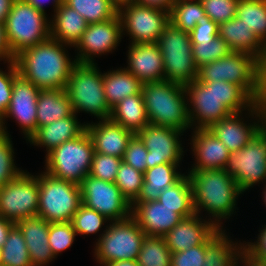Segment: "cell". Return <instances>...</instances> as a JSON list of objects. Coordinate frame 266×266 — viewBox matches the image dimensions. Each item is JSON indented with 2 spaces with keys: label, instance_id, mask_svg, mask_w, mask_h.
Segmentation results:
<instances>
[{
  "label": "cell",
  "instance_id": "59",
  "mask_svg": "<svg viewBox=\"0 0 266 266\" xmlns=\"http://www.w3.org/2000/svg\"><path fill=\"white\" fill-rule=\"evenodd\" d=\"M106 266H139L136 260L114 261Z\"/></svg>",
  "mask_w": 266,
  "mask_h": 266
},
{
  "label": "cell",
  "instance_id": "49",
  "mask_svg": "<svg viewBox=\"0 0 266 266\" xmlns=\"http://www.w3.org/2000/svg\"><path fill=\"white\" fill-rule=\"evenodd\" d=\"M7 72L0 68V113H6L12 97V83L18 74L16 64L13 61L7 63Z\"/></svg>",
  "mask_w": 266,
  "mask_h": 266
},
{
  "label": "cell",
  "instance_id": "60",
  "mask_svg": "<svg viewBox=\"0 0 266 266\" xmlns=\"http://www.w3.org/2000/svg\"><path fill=\"white\" fill-rule=\"evenodd\" d=\"M6 124L4 123V115L0 113V135L8 134Z\"/></svg>",
  "mask_w": 266,
  "mask_h": 266
},
{
  "label": "cell",
  "instance_id": "52",
  "mask_svg": "<svg viewBox=\"0 0 266 266\" xmlns=\"http://www.w3.org/2000/svg\"><path fill=\"white\" fill-rule=\"evenodd\" d=\"M254 104L263 113L266 112V55L259 59L258 90Z\"/></svg>",
  "mask_w": 266,
  "mask_h": 266
},
{
  "label": "cell",
  "instance_id": "37",
  "mask_svg": "<svg viewBox=\"0 0 266 266\" xmlns=\"http://www.w3.org/2000/svg\"><path fill=\"white\" fill-rule=\"evenodd\" d=\"M2 266H32L24 236L15 224L1 247Z\"/></svg>",
  "mask_w": 266,
  "mask_h": 266
},
{
  "label": "cell",
  "instance_id": "40",
  "mask_svg": "<svg viewBox=\"0 0 266 266\" xmlns=\"http://www.w3.org/2000/svg\"><path fill=\"white\" fill-rule=\"evenodd\" d=\"M194 62L198 68L216 61L232 52L228 44L219 36L212 41H191Z\"/></svg>",
  "mask_w": 266,
  "mask_h": 266
},
{
  "label": "cell",
  "instance_id": "1",
  "mask_svg": "<svg viewBox=\"0 0 266 266\" xmlns=\"http://www.w3.org/2000/svg\"><path fill=\"white\" fill-rule=\"evenodd\" d=\"M185 90L191 130L208 129L215 122L234 113L246 112L254 105V100L231 82L196 79L186 85Z\"/></svg>",
  "mask_w": 266,
  "mask_h": 266
},
{
  "label": "cell",
  "instance_id": "29",
  "mask_svg": "<svg viewBox=\"0 0 266 266\" xmlns=\"http://www.w3.org/2000/svg\"><path fill=\"white\" fill-rule=\"evenodd\" d=\"M179 167L178 164L164 163L146 169L141 191L132 204L158 200L165 188L174 185L185 175L178 171Z\"/></svg>",
  "mask_w": 266,
  "mask_h": 266
},
{
  "label": "cell",
  "instance_id": "19",
  "mask_svg": "<svg viewBox=\"0 0 266 266\" xmlns=\"http://www.w3.org/2000/svg\"><path fill=\"white\" fill-rule=\"evenodd\" d=\"M39 91L38 87L19 73L14 77L12 97L4 114V123L7 124L6 118L15 119L26 141L37 130L36 111Z\"/></svg>",
  "mask_w": 266,
  "mask_h": 266
},
{
  "label": "cell",
  "instance_id": "12",
  "mask_svg": "<svg viewBox=\"0 0 266 266\" xmlns=\"http://www.w3.org/2000/svg\"><path fill=\"white\" fill-rule=\"evenodd\" d=\"M244 193L266 183V128L263 127L242 149L231 152L224 168Z\"/></svg>",
  "mask_w": 266,
  "mask_h": 266
},
{
  "label": "cell",
  "instance_id": "24",
  "mask_svg": "<svg viewBox=\"0 0 266 266\" xmlns=\"http://www.w3.org/2000/svg\"><path fill=\"white\" fill-rule=\"evenodd\" d=\"M86 131L92 139L95 152L120 158H123L129 140L134 135L110 119L86 123Z\"/></svg>",
  "mask_w": 266,
  "mask_h": 266
},
{
  "label": "cell",
  "instance_id": "2",
  "mask_svg": "<svg viewBox=\"0 0 266 266\" xmlns=\"http://www.w3.org/2000/svg\"><path fill=\"white\" fill-rule=\"evenodd\" d=\"M67 47L72 46L49 38L22 50L14 57L18 73L40 90L65 89L77 64L76 58H70Z\"/></svg>",
  "mask_w": 266,
  "mask_h": 266
},
{
  "label": "cell",
  "instance_id": "42",
  "mask_svg": "<svg viewBox=\"0 0 266 266\" xmlns=\"http://www.w3.org/2000/svg\"><path fill=\"white\" fill-rule=\"evenodd\" d=\"M106 222L111 221L102 214L83 204L79 206V209L74 213L71 220V224L76 231L77 236L96 234L102 230L101 228Z\"/></svg>",
  "mask_w": 266,
  "mask_h": 266
},
{
  "label": "cell",
  "instance_id": "6",
  "mask_svg": "<svg viewBox=\"0 0 266 266\" xmlns=\"http://www.w3.org/2000/svg\"><path fill=\"white\" fill-rule=\"evenodd\" d=\"M48 15L34 8L25 0H14L6 17L5 31L11 53L47 41L50 38Z\"/></svg>",
  "mask_w": 266,
  "mask_h": 266
},
{
  "label": "cell",
  "instance_id": "13",
  "mask_svg": "<svg viewBox=\"0 0 266 266\" xmlns=\"http://www.w3.org/2000/svg\"><path fill=\"white\" fill-rule=\"evenodd\" d=\"M118 15L122 34L129 35L130 44L156 43L169 21V12L120 0ZM126 32V33H125Z\"/></svg>",
  "mask_w": 266,
  "mask_h": 266
},
{
  "label": "cell",
  "instance_id": "55",
  "mask_svg": "<svg viewBox=\"0 0 266 266\" xmlns=\"http://www.w3.org/2000/svg\"><path fill=\"white\" fill-rule=\"evenodd\" d=\"M14 225L15 223L0 215V248L5 244L8 233Z\"/></svg>",
  "mask_w": 266,
  "mask_h": 266
},
{
  "label": "cell",
  "instance_id": "48",
  "mask_svg": "<svg viewBox=\"0 0 266 266\" xmlns=\"http://www.w3.org/2000/svg\"><path fill=\"white\" fill-rule=\"evenodd\" d=\"M147 153L148 150L144 146L141 138L137 134H134L129 140L122 161L144 173L147 169Z\"/></svg>",
  "mask_w": 266,
  "mask_h": 266
},
{
  "label": "cell",
  "instance_id": "54",
  "mask_svg": "<svg viewBox=\"0 0 266 266\" xmlns=\"http://www.w3.org/2000/svg\"><path fill=\"white\" fill-rule=\"evenodd\" d=\"M131 2L169 12L176 0H129Z\"/></svg>",
  "mask_w": 266,
  "mask_h": 266
},
{
  "label": "cell",
  "instance_id": "11",
  "mask_svg": "<svg viewBox=\"0 0 266 266\" xmlns=\"http://www.w3.org/2000/svg\"><path fill=\"white\" fill-rule=\"evenodd\" d=\"M82 204L79 184L39 173L38 215L49 223L71 222Z\"/></svg>",
  "mask_w": 266,
  "mask_h": 266
},
{
  "label": "cell",
  "instance_id": "32",
  "mask_svg": "<svg viewBox=\"0 0 266 266\" xmlns=\"http://www.w3.org/2000/svg\"><path fill=\"white\" fill-rule=\"evenodd\" d=\"M142 84L125 67L103 73L105 98L110 108L128 96L139 94Z\"/></svg>",
  "mask_w": 266,
  "mask_h": 266
},
{
  "label": "cell",
  "instance_id": "3",
  "mask_svg": "<svg viewBox=\"0 0 266 266\" xmlns=\"http://www.w3.org/2000/svg\"><path fill=\"white\" fill-rule=\"evenodd\" d=\"M192 186L195 213L207 211L206 219L224 230L222 220L229 219L243 193L235 179L225 169L196 170L187 173ZM212 216V217H211Z\"/></svg>",
  "mask_w": 266,
  "mask_h": 266
},
{
  "label": "cell",
  "instance_id": "22",
  "mask_svg": "<svg viewBox=\"0 0 266 266\" xmlns=\"http://www.w3.org/2000/svg\"><path fill=\"white\" fill-rule=\"evenodd\" d=\"M127 69L142 83L164 80L163 57L157 43L129 44Z\"/></svg>",
  "mask_w": 266,
  "mask_h": 266
},
{
  "label": "cell",
  "instance_id": "62",
  "mask_svg": "<svg viewBox=\"0 0 266 266\" xmlns=\"http://www.w3.org/2000/svg\"><path fill=\"white\" fill-rule=\"evenodd\" d=\"M264 127L266 128V112L264 113Z\"/></svg>",
  "mask_w": 266,
  "mask_h": 266
},
{
  "label": "cell",
  "instance_id": "21",
  "mask_svg": "<svg viewBox=\"0 0 266 266\" xmlns=\"http://www.w3.org/2000/svg\"><path fill=\"white\" fill-rule=\"evenodd\" d=\"M202 217L195 213L191 217L183 218L163 236L171 253L203 244L218 230L212 222Z\"/></svg>",
  "mask_w": 266,
  "mask_h": 266
},
{
  "label": "cell",
  "instance_id": "18",
  "mask_svg": "<svg viewBox=\"0 0 266 266\" xmlns=\"http://www.w3.org/2000/svg\"><path fill=\"white\" fill-rule=\"evenodd\" d=\"M242 114V112L234 113L208 128L228 148L230 153L242 149L264 127V113L255 104L248 109L247 113H244L245 117L247 114L249 115L252 123H247L249 117H246L247 121H245Z\"/></svg>",
  "mask_w": 266,
  "mask_h": 266
},
{
  "label": "cell",
  "instance_id": "39",
  "mask_svg": "<svg viewBox=\"0 0 266 266\" xmlns=\"http://www.w3.org/2000/svg\"><path fill=\"white\" fill-rule=\"evenodd\" d=\"M171 254L163 237L145 236L136 261L139 266H171Z\"/></svg>",
  "mask_w": 266,
  "mask_h": 266
},
{
  "label": "cell",
  "instance_id": "9",
  "mask_svg": "<svg viewBox=\"0 0 266 266\" xmlns=\"http://www.w3.org/2000/svg\"><path fill=\"white\" fill-rule=\"evenodd\" d=\"M94 152L92 139L85 130L45 156L44 172L57 179L80 184L90 173Z\"/></svg>",
  "mask_w": 266,
  "mask_h": 266
},
{
  "label": "cell",
  "instance_id": "30",
  "mask_svg": "<svg viewBox=\"0 0 266 266\" xmlns=\"http://www.w3.org/2000/svg\"><path fill=\"white\" fill-rule=\"evenodd\" d=\"M66 89H46L39 91L37 100V128L48 125L73 114Z\"/></svg>",
  "mask_w": 266,
  "mask_h": 266
},
{
  "label": "cell",
  "instance_id": "61",
  "mask_svg": "<svg viewBox=\"0 0 266 266\" xmlns=\"http://www.w3.org/2000/svg\"><path fill=\"white\" fill-rule=\"evenodd\" d=\"M263 202H264V204H265V206H266V184H265V186H264V190H263Z\"/></svg>",
  "mask_w": 266,
  "mask_h": 266
},
{
  "label": "cell",
  "instance_id": "46",
  "mask_svg": "<svg viewBox=\"0 0 266 266\" xmlns=\"http://www.w3.org/2000/svg\"><path fill=\"white\" fill-rule=\"evenodd\" d=\"M206 15L215 23L220 24L236 16L239 0H200Z\"/></svg>",
  "mask_w": 266,
  "mask_h": 266
},
{
  "label": "cell",
  "instance_id": "53",
  "mask_svg": "<svg viewBox=\"0 0 266 266\" xmlns=\"http://www.w3.org/2000/svg\"><path fill=\"white\" fill-rule=\"evenodd\" d=\"M14 57L15 56L9 49V44L6 38L5 22H0V61L3 60V63H8L13 61Z\"/></svg>",
  "mask_w": 266,
  "mask_h": 266
},
{
  "label": "cell",
  "instance_id": "20",
  "mask_svg": "<svg viewBox=\"0 0 266 266\" xmlns=\"http://www.w3.org/2000/svg\"><path fill=\"white\" fill-rule=\"evenodd\" d=\"M131 217L146 236L158 237L166 235L183 219L175 209L164 206L158 200L131 204Z\"/></svg>",
  "mask_w": 266,
  "mask_h": 266
},
{
  "label": "cell",
  "instance_id": "8",
  "mask_svg": "<svg viewBox=\"0 0 266 266\" xmlns=\"http://www.w3.org/2000/svg\"><path fill=\"white\" fill-rule=\"evenodd\" d=\"M104 227L94 244L95 261L106 266L114 261L136 260L146 236L138 223L130 216Z\"/></svg>",
  "mask_w": 266,
  "mask_h": 266
},
{
  "label": "cell",
  "instance_id": "26",
  "mask_svg": "<svg viewBox=\"0 0 266 266\" xmlns=\"http://www.w3.org/2000/svg\"><path fill=\"white\" fill-rule=\"evenodd\" d=\"M49 224L39 216L16 223L24 236L32 266H47L55 260L48 242Z\"/></svg>",
  "mask_w": 266,
  "mask_h": 266
},
{
  "label": "cell",
  "instance_id": "33",
  "mask_svg": "<svg viewBox=\"0 0 266 266\" xmlns=\"http://www.w3.org/2000/svg\"><path fill=\"white\" fill-rule=\"evenodd\" d=\"M221 230L207 245L202 266H239L242 243L234 242Z\"/></svg>",
  "mask_w": 266,
  "mask_h": 266
},
{
  "label": "cell",
  "instance_id": "41",
  "mask_svg": "<svg viewBox=\"0 0 266 266\" xmlns=\"http://www.w3.org/2000/svg\"><path fill=\"white\" fill-rule=\"evenodd\" d=\"M143 181V172L122 161L114 183L120 189L122 196L132 204L139 196Z\"/></svg>",
  "mask_w": 266,
  "mask_h": 266
},
{
  "label": "cell",
  "instance_id": "57",
  "mask_svg": "<svg viewBox=\"0 0 266 266\" xmlns=\"http://www.w3.org/2000/svg\"><path fill=\"white\" fill-rule=\"evenodd\" d=\"M26 2H28L29 4H31L34 8H36L37 10H40L44 13H46L45 8H44V2L45 1H49V0H25ZM64 2V0H52V5H53V10L54 12L56 11V9Z\"/></svg>",
  "mask_w": 266,
  "mask_h": 266
},
{
  "label": "cell",
  "instance_id": "5",
  "mask_svg": "<svg viewBox=\"0 0 266 266\" xmlns=\"http://www.w3.org/2000/svg\"><path fill=\"white\" fill-rule=\"evenodd\" d=\"M65 89L74 113L83 111L98 120L110 118L111 108L105 98L103 73L97 63H77Z\"/></svg>",
  "mask_w": 266,
  "mask_h": 266
},
{
  "label": "cell",
  "instance_id": "4",
  "mask_svg": "<svg viewBox=\"0 0 266 266\" xmlns=\"http://www.w3.org/2000/svg\"><path fill=\"white\" fill-rule=\"evenodd\" d=\"M150 124L186 132L191 129L185 86L166 80L142 84Z\"/></svg>",
  "mask_w": 266,
  "mask_h": 266
},
{
  "label": "cell",
  "instance_id": "16",
  "mask_svg": "<svg viewBox=\"0 0 266 266\" xmlns=\"http://www.w3.org/2000/svg\"><path fill=\"white\" fill-rule=\"evenodd\" d=\"M122 34V24L120 16L117 14L114 18L88 24L87 29L74 46L77 55V63H95L94 57L112 53L119 46ZM97 55V56H96Z\"/></svg>",
  "mask_w": 266,
  "mask_h": 266
},
{
  "label": "cell",
  "instance_id": "34",
  "mask_svg": "<svg viewBox=\"0 0 266 266\" xmlns=\"http://www.w3.org/2000/svg\"><path fill=\"white\" fill-rule=\"evenodd\" d=\"M158 201L168 208L175 209V212L183 218L193 216L195 209L188 175H184L177 183L165 188L159 195Z\"/></svg>",
  "mask_w": 266,
  "mask_h": 266
},
{
  "label": "cell",
  "instance_id": "17",
  "mask_svg": "<svg viewBox=\"0 0 266 266\" xmlns=\"http://www.w3.org/2000/svg\"><path fill=\"white\" fill-rule=\"evenodd\" d=\"M183 133V131L150 123L137 133L148 150L147 169L164 163L181 164L185 152L180 140Z\"/></svg>",
  "mask_w": 266,
  "mask_h": 266
},
{
  "label": "cell",
  "instance_id": "44",
  "mask_svg": "<svg viewBox=\"0 0 266 266\" xmlns=\"http://www.w3.org/2000/svg\"><path fill=\"white\" fill-rule=\"evenodd\" d=\"M76 236L71 222L50 223L48 242L53 256L56 258L58 254L71 247Z\"/></svg>",
  "mask_w": 266,
  "mask_h": 266
},
{
  "label": "cell",
  "instance_id": "63",
  "mask_svg": "<svg viewBox=\"0 0 266 266\" xmlns=\"http://www.w3.org/2000/svg\"><path fill=\"white\" fill-rule=\"evenodd\" d=\"M0 266H2V262H1V248H0Z\"/></svg>",
  "mask_w": 266,
  "mask_h": 266
},
{
  "label": "cell",
  "instance_id": "31",
  "mask_svg": "<svg viewBox=\"0 0 266 266\" xmlns=\"http://www.w3.org/2000/svg\"><path fill=\"white\" fill-rule=\"evenodd\" d=\"M112 122L134 134L149 124L142 93L124 98L111 108Z\"/></svg>",
  "mask_w": 266,
  "mask_h": 266
},
{
  "label": "cell",
  "instance_id": "15",
  "mask_svg": "<svg viewBox=\"0 0 266 266\" xmlns=\"http://www.w3.org/2000/svg\"><path fill=\"white\" fill-rule=\"evenodd\" d=\"M82 204L97 211L111 222L131 216V204L122 196L114 182L87 175L79 184Z\"/></svg>",
  "mask_w": 266,
  "mask_h": 266
},
{
  "label": "cell",
  "instance_id": "47",
  "mask_svg": "<svg viewBox=\"0 0 266 266\" xmlns=\"http://www.w3.org/2000/svg\"><path fill=\"white\" fill-rule=\"evenodd\" d=\"M221 231L218 229L205 243L171 254V266H202L206 245Z\"/></svg>",
  "mask_w": 266,
  "mask_h": 266
},
{
  "label": "cell",
  "instance_id": "45",
  "mask_svg": "<svg viewBox=\"0 0 266 266\" xmlns=\"http://www.w3.org/2000/svg\"><path fill=\"white\" fill-rule=\"evenodd\" d=\"M122 158L94 152L89 175L107 182H115Z\"/></svg>",
  "mask_w": 266,
  "mask_h": 266
},
{
  "label": "cell",
  "instance_id": "50",
  "mask_svg": "<svg viewBox=\"0 0 266 266\" xmlns=\"http://www.w3.org/2000/svg\"><path fill=\"white\" fill-rule=\"evenodd\" d=\"M191 41H212L218 36V24L208 15L201 17L197 25L189 32Z\"/></svg>",
  "mask_w": 266,
  "mask_h": 266
},
{
  "label": "cell",
  "instance_id": "43",
  "mask_svg": "<svg viewBox=\"0 0 266 266\" xmlns=\"http://www.w3.org/2000/svg\"><path fill=\"white\" fill-rule=\"evenodd\" d=\"M11 139L9 133L0 135V188L24 171L15 165V149Z\"/></svg>",
  "mask_w": 266,
  "mask_h": 266
},
{
  "label": "cell",
  "instance_id": "28",
  "mask_svg": "<svg viewBox=\"0 0 266 266\" xmlns=\"http://www.w3.org/2000/svg\"><path fill=\"white\" fill-rule=\"evenodd\" d=\"M87 26L84 17L63 2L50 18V38L74 47Z\"/></svg>",
  "mask_w": 266,
  "mask_h": 266
},
{
  "label": "cell",
  "instance_id": "56",
  "mask_svg": "<svg viewBox=\"0 0 266 266\" xmlns=\"http://www.w3.org/2000/svg\"><path fill=\"white\" fill-rule=\"evenodd\" d=\"M242 262V266H266V262L256 259V258H252L250 256H248L243 250L240 254V258H239V266L240 263Z\"/></svg>",
  "mask_w": 266,
  "mask_h": 266
},
{
  "label": "cell",
  "instance_id": "7",
  "mask_svg": "<svg viewBox=\"0 0 266 266\" xmlns=\"http://www.w3.org/2000/svg\"><path fill=\"white\" fill-rule=\"evenodd\" d=\"M156 43L163 57L164 80L186 86L197 79L198 67L188 32L169 22Z\"/></svg>",
  "mask_w": 266,
  "mask_h": 266
},
{
  "label": "cell",
  "instance_id": "35",
  "mask_svg": "<svg viewBox=\"0 0 266 266\" xmlns=\"http://www.w3.org/2000/svg\"><path fill=\"white\" fill-rule=\"evenodd\" d=\"M120 0H64L75 9L88 24L110 20L118 14Z\"/></svg>",
  "mask_w": 266,
  "mask_h": 266
},
{
  "label": "cell",
  "instance_id": "36",
  "mask_svg": "<svg viewBox=\"0 0 266 266\" xmlns=\"http://www.w3.org/2000/svg\"><path fill=\"white\" fill-rule=\"evenodd\" d=\"M266 46V0H239L236 16Z\"/></svg>",
  "mask_w": 266,
  "mask_h": 266
},
{
  "label": "cell",
  "instance_id": "25",
  "mask_svg": "<svg viewBox=\"0 0 266 266\" xmlns=\"http://www.w3.org/2000/svg\"><path fill=\"white\" fill-rule=\"evenodd\" d=\"M73 113L71 116L54 121L51 124L43 125L29 137L30 145L46 148V155L60 146L64 142L73 140L86 130V124L79 122L78 115Z\"/></svg>",
  "mask_w": 266,
  "mask_h": 266
},
{
  "label": "cell",
  "instance_id": "27",
  "mask_svg": "<svg viewBox=\"0 0 266 266\" xmlns=\"http://www.w3.org/2000/svg\"><path fill=\"white\" fill-rule=\"evenodd\" d=\"M218 36L234 52H245L259 59L266 55V46L252 32V28L237 17L218 24Z\"/></svg>",
  "mask_w": 266,
  "mask_h": 266
},
{
  "label": "cell",
  "instance_id": "51",
  "mask_svg": "<svg viewBox=\"0 0 266 266\" xmlns=\"http://www.w3.org/2000/svg\"><path fill=\"white\" fill-rule=\"evenodd\" d=\"M259 235L256 237L254 243L244 242L242 243V250L250 257L256 258L262 261L266 260V225H262L259 230ZM246 244V245H245Z\"/></svg>",
  "mask_w": 266,
  "mask_h": 266
},
{
  "label": "cell",
  "instance_id": "23",
  "mask_svg": "<svg viewBox=\"0 0 266 266\" xmlns=\"http://www.w3.org/2000/svg\"><path fill=\"white\" fill-rule=\"evenodd\" d=\"M191 137L195 162L190 171L225 168L230 152L209 129H193Z\"/></svg>",
  "mask_w": 266,
  "mask_h": 266
},
{
  "label": "cell",
  "instance_id": "58",
  "mask_svg": "<svg viewBox=\"0 0 266 266\" xmlns=\"http://www.w3.org/2000/svg\"><path fill=\"white\" fill-rule=\"evenodd\" d=\"M14 0H0V22H5Z\"/></svg>",
  "mask_w": 266,
  "mask_h": 266
},
{
  "label": "cell",
  "instance_id": "14",
  "mask_svg": "<svg viewBox=\"0 0 266 266\" xmlns=\"http://www.w3.org/2000/svg\"><path fill=\"white\" fill-rule=\"evenodd\" d=\"M39 174L25 170L0 188V215L17 223L38 215Z\"/></svg>",
  "mask_w": 266,
  "mask_h": 266
},
{
  "label": "cell",
  "instance_id": "10",
  "mask_svg": "<svg viewBox=\"0 0 266 266\" xmlns=\"http://www.w3.org/2000/svg\"><path fill=\"white\" fill-rule=\"evenodd\" d=\"M259 58L232 51L216 61L198 68L200 82L225 81L240 86L253 100L258 90Z\"/></svg>",
  "mask_w": 266,
  "mask_h": 266
},
{
  "label": "cell",
  "instance_id": "38",
  "mask_svg": "<svg viewBox=\"0 0 266 266\" xmlns=\"http://www.w3.org/2000/svg\"><path fill=\"white\" fill-rule=\"evenodd\" d=\"M204 16L206 13L200 0H176L169 13V21L189 33Z\"/></svg>",
  "mask_w": 266,
  "mask_h": 266
}]
</instances>
